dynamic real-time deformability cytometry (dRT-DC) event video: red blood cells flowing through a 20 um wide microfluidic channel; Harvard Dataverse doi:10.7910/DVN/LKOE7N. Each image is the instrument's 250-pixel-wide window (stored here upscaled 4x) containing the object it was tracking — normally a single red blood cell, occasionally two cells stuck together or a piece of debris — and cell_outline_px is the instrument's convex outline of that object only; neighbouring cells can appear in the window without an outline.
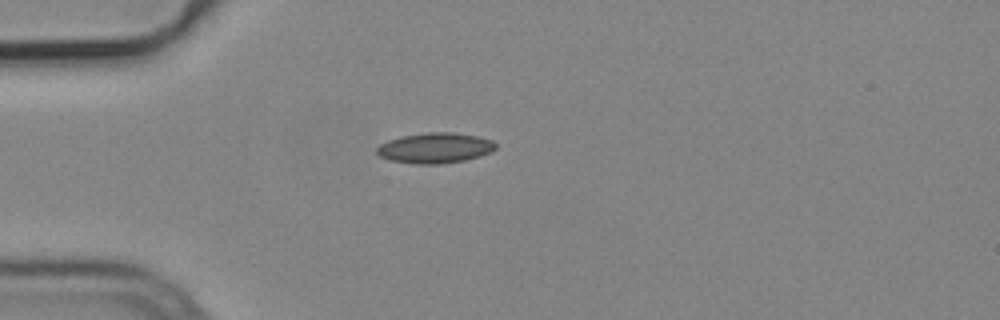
{"species": "common noctule bat (a hibernating species)", "species_latin": "Nyctalus noctula", "temperature_condition": "cold", "stored_images_in_passage": 3, "camera_frame_rate_fps": 3000, "um_per_image_px": 0.085, "animal": {"sex": "male", "body_mass_g": 19.2, "forearm_length_mm": 51.8}, "frame": {"image": 1, "passage_image": 3, "time_ms": 0.667, "image_size_px": [1000, 320], "cell_outline_px": [[496, 148], [492, 152], [480, 156], [464, 160], [440, 164], [412, 164], [388, 160], [380, 156], [376, 152], [376, 148], [380, 144], [388, 140], [404, 136], [428, 132], [452, 132], [476, 136], [492, 140], [496, 144]], "centroid_in_image_um": [36.97, 12.59], "position_along_channel_um": 48.0, "area_um2": 21.1}}